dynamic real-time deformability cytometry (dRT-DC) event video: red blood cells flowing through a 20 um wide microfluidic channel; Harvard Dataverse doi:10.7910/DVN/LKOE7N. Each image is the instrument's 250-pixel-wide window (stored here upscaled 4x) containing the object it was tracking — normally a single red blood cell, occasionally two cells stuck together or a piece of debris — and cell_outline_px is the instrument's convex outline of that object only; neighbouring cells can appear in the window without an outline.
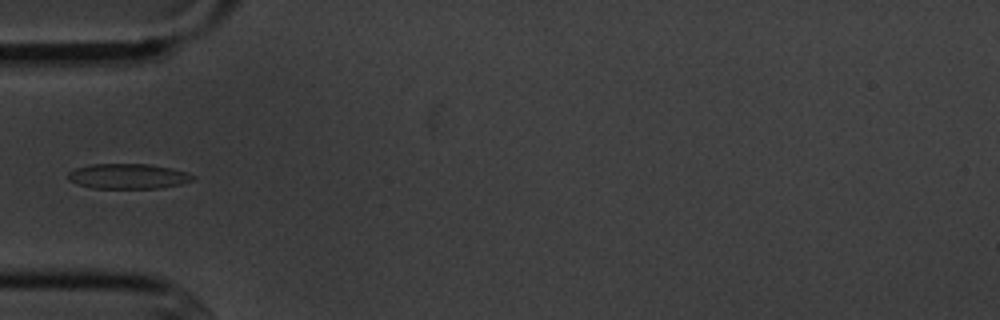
{"species": "common noctule bat (a hibernating species)", "species_latin": "Nyctalus noctula", "temperature_condition": "cold", "stored_images_in_passage": 4, "camera_frame_rate_fps": 3000, "um_per_image_px": 0.085, "animal": {"sex": "male", "body_mass_g": 20.1, "forearm_length_mm": 53.5}, "frame": {"image": 1, "passage_image": 4, "time_ms": 3.333, "image_size_px": [1000, 320], "cell_outline_px": [[196, 180], [180, 184], [160, 188], [92, 188], [76, 184], [68, 180], [68, 172], [76, 168], [92, 164], [152, 164], [172, 168], [188, 172], [196, 176]], "centroid_in_image_um": [10.92, 14.98], "position_along_channel_um": 74.1, "area_um2": 18.5}}